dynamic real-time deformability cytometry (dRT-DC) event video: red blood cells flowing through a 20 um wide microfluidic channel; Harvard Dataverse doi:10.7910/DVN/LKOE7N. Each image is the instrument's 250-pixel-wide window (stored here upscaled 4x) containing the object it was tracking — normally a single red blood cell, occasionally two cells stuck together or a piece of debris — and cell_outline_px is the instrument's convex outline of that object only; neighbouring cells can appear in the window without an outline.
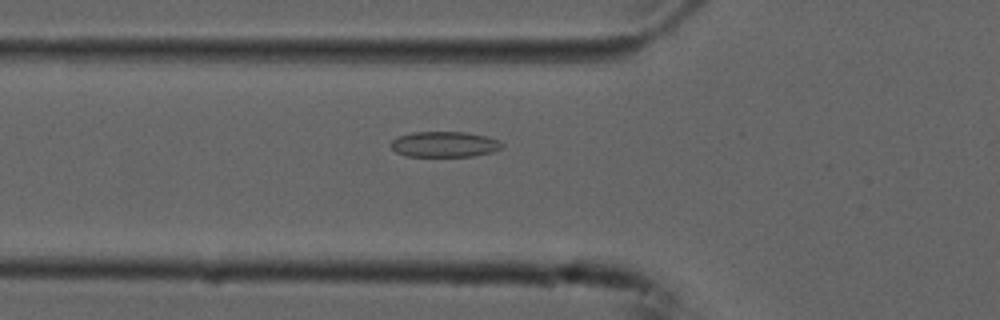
{"species": "common noctule bat (a hibernating species)", "species_latin": "Nyctalus noctula", "temperature_condition": "cold", "stored_images_in_passage": 54, "camera_frame_rate_fps": 3000, "um_per_image_px": 0.085, "animal": {"sex": "male", "forearm_length_mm": 52.5}, "frame": {"image": 1, "passage_image": 19, "time_ms": 6.0, "image_size_px": [1000, 320], "cell_outline_px": [[504, 144], [500, 148], [492, 152], [472, 156], [408, 156], [396, 152], [388, 144], [396, 136], [412, 132], [464, 132], [488, 136], [500, 140]], "centroid_in_image_um": [37.76, 12.25], "position_along_channel_um": 88.0, "area_um2": 16.7}}
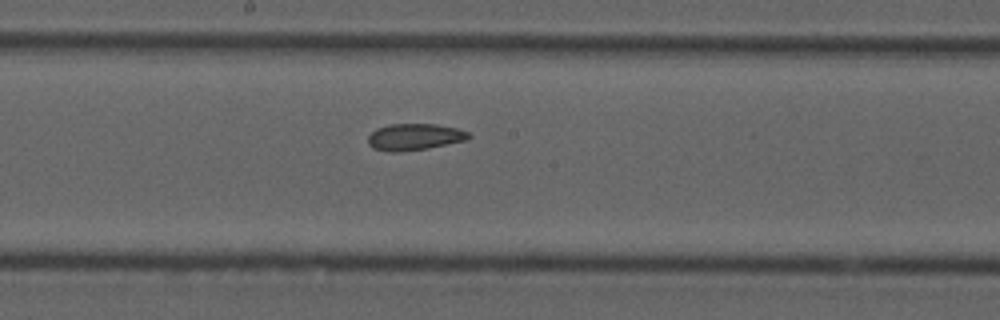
{"frame": {"image": 2, "passage_image": 29, "time_ms": 9.333, "image_size_px": [1000, 320], "cell_outline_px": [[472, 136], [468, 140], [428, 148], [400, 152], [388, 152], [372, 148], [368, 144], [368, 136], [376, 128], [388, 124], [436, 124], [456, 128], [468, 132]], "centroid_in_image_um": [35.22, 11.64], "position_along_channel_um": 213.0, "area_um2": 15.78}}
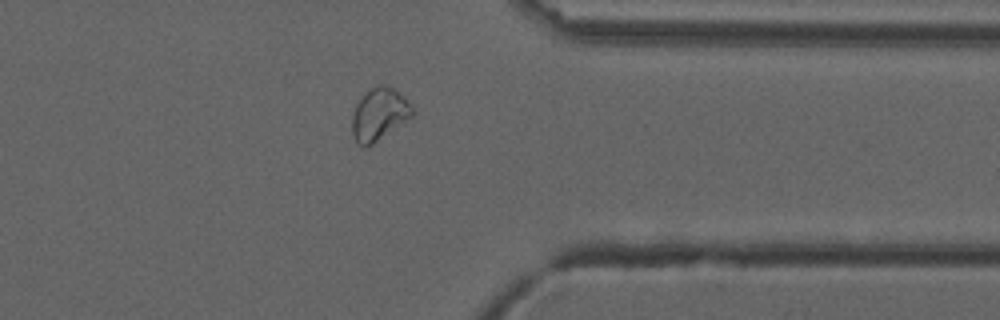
{"frame": {"image": 3, "passage_image": 43, "time_ms": 14.0, "image_size_px": [1000, 320], "cell_outline_px": [[412, 116], [372, 144], [364, 148], [356, 144], [352, 136], [352, 116], [356, 104], [364, 92], [380, 84], [384, 84], [392, 88], [404, 96], [412, 108]], "centroid_in_image_um": [32.18, 9.72], "position_along_channel_um": 379.2, "area_um2": 18.21}, "authors_computed_cell_mechanics": {"area_um2": 18.207, "velocity_mm_per_s": 3.7421, "shape_relaxation_time_tau1_ms": null, "shape_relaxation_time_tau2_ms": 4.2897, "deformation_change_tau1": null, "deformation_change_tau2": 0.1021}}